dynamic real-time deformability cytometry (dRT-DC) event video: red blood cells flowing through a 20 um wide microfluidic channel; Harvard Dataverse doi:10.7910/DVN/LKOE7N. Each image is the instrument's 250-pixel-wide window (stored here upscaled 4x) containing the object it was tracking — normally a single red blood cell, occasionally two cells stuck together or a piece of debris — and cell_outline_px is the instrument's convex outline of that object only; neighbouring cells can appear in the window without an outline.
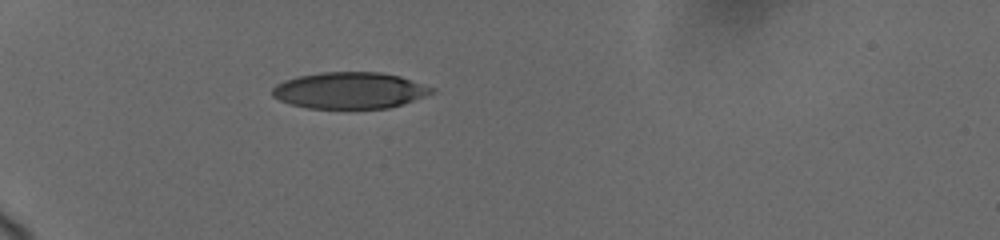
{"species": "human", "species_latin": "Homo sapiens", "temperature_condition": "cold", "stored_images_in_passage": 26, "camera_frame_rate_fps": 3000, "um_per_image_px": 0.085, "donor": {"sex": "female"}, "frame": {"image": 1, "passage_image": 1, "time_ms": 0.0, "image_size_px": [1000, 240], "cell_outline_px": [[436, 92], [388, 108], [308, 108], [292, 104], [280, 100], [272, 96], [272, 88], [276, 84], [284, 80], [296, 76], [320, 72], [380, 72], [400, 76], [436, 88]], "centroid_in_image_um": [29.71, 7.67], "position_along_channel_um": 55.3, "area_um2": 33.81}}
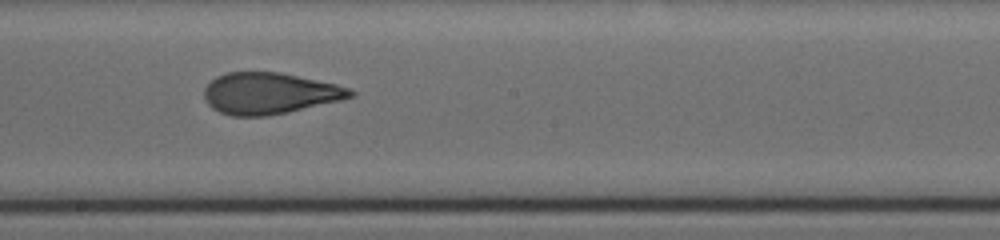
{"frame": {"image": 2, "passage_image": 14, "time_ms": 5.333, "image_size_px": [1000, 240], "cell_outline_px": [[356, 96], [340, 100], [288, 112], [264, 116], [232, 116], [220, 112], [212, 108], [208, 104], [204, 96], [204, 88], [216, 76], [228, 72], [280, 72], [336, 84], [352, 88], [356, 92]], "centroid_in_image_um": [22.92, 7.93], "position_along_channel_um": 225.3, "area_um2": 35.26}}
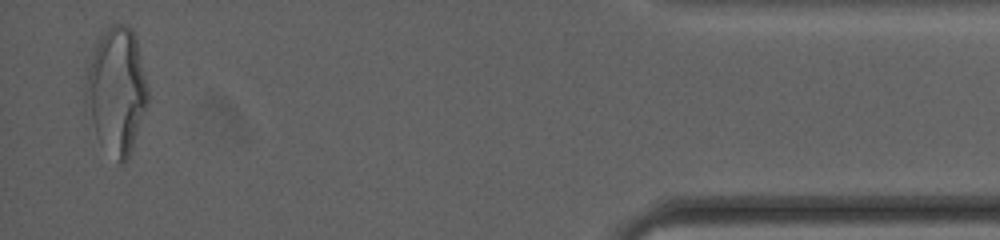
{"frame": {"image": 3, "passage_image": 26, "time_ms": 12.333, "image_size_px": [1000, 240], "cell_outline_px": [[148, 104], [132, 148], [124, 164], [120, 164], [100, 144], [96, 136], [84, 104], [84, 84], [88, 68], [96, 44], [104, 32], [112, 24], [124, 24], [132, 28], [136, 36], [148, 88]], "centroid_in_image_um": [9.9, 7.72], "position_along_channel_um": 425.3, "area_um2": 45.89}, "authors_computed_cell_mechanics": {"area_um2": 36.0672, "velocity_mm_per_s": 3.6984, "shape_relaxation_time_tau1_ms": 6.3046, "shape_relaxation_time_tau2_ms": 1.253, "deformation_change_tau1": 0.2009, "deformation_change_tau2": 0.0904}}